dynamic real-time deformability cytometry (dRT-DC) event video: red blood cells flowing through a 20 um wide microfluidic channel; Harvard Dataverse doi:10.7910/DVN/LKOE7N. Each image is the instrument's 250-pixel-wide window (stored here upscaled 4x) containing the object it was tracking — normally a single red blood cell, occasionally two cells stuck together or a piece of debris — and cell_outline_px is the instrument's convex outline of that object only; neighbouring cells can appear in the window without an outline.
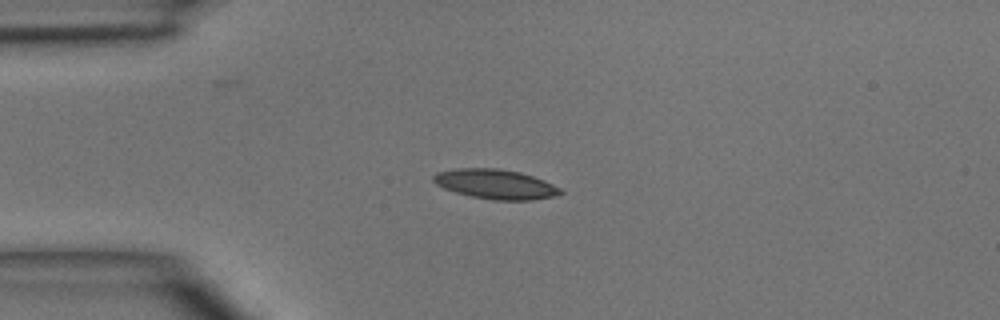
{"species": "common noctule bat (a hibernating species)", "species_latin": "Nyctalus noctula", "temperature_condition": "room temperature", "stored_images_in_passage": 2, "camera_frame_rate_fps": 3000, "um_per_image_px": 0.085, "animal": {"sex": "male", "body_mass_g": 15.6}, "frame": {"image": 1, "passage_image": 1, "time_ms": 0.0, "image_size_px": [1000, 320], "cell_outline_px": [[564, 192], [552, 196], [528, 200], [492, 200], [472, 196], [456, 192], [444, 188], [436, 184], [432, 180], [432, 176], [436, 172], [456, 168], [500, 168], [520, 172], [544, 180], [560, 188]], "centroid_in_image_um": [42.08, 15.64], "position_along_channel_um": 42.9, "area_um2": 21.85}}